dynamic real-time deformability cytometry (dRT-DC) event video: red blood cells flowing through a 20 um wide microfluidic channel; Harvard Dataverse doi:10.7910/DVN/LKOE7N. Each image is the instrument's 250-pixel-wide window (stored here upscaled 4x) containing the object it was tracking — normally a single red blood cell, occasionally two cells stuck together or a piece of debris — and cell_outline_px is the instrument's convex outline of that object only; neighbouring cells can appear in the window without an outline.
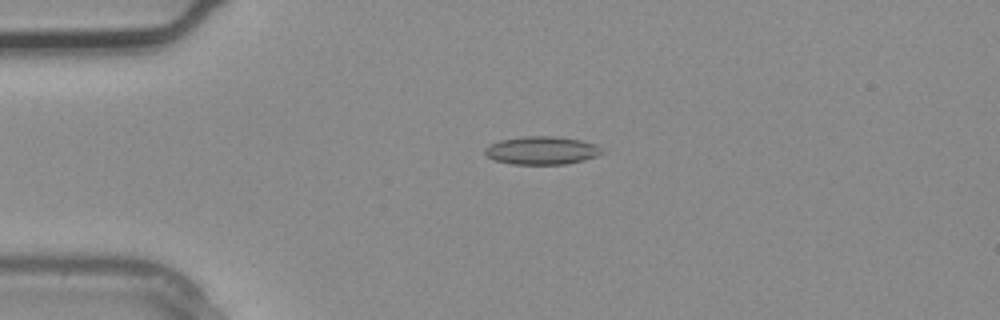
{"species": "common noctule bat (a hibernating species)", "species_latin": "Nyctalus noctula", "temperature_condition": "warm", "stored_images_in_passage": 3, "camera_frame_rate_fps": 3000, "um_per_image_px": 0.085, "animal": {"sex": "male", "body_mass_g": 20.4}, "frame": {"image": 1, "passage_image": 1, "time_ms": 0.0, "image_size_px": [1000, 320], "cell_outline_px": [[604, 152], [596, 156], [584, 160], [564, 164], [512, 164], [496, 160], [488, 156], [484, 152], [484, 148], [500, 140], [524, 136], [556, 136], [580, 140], [596, 144]], "centroid_in_image_um": [46.06, 12.78], "position_along_channel_um": 38.9, "area_um2": 19.02}}
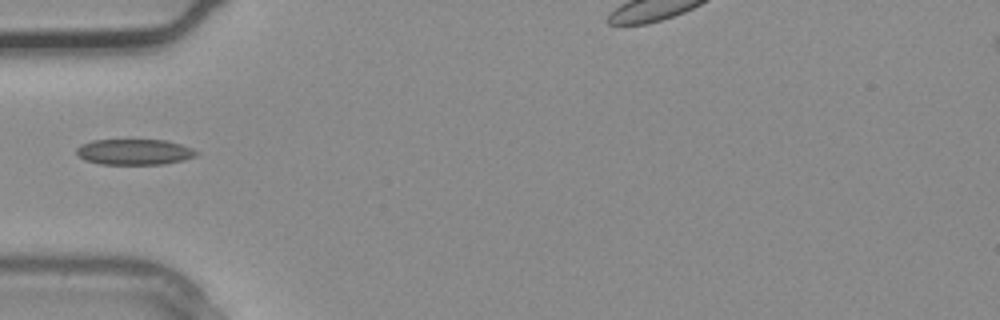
{"frame": {"image": 2, "passage_image": 2, "time_ms": 0.333, "image_size_px": [1000, 320], "cell_outline_px": [[200, 152], [196, 156], [184, 160], [164, 164], [100, 164], [84, 160], [76, 152], [76, 148], [80, 144], [92, 140], [164, 140], [180, 144], [192, 148]], "centroid_in_image_um": [11.42, 12.91], "position_along_channel_um": 73.6, "area_um2": 18.03}}
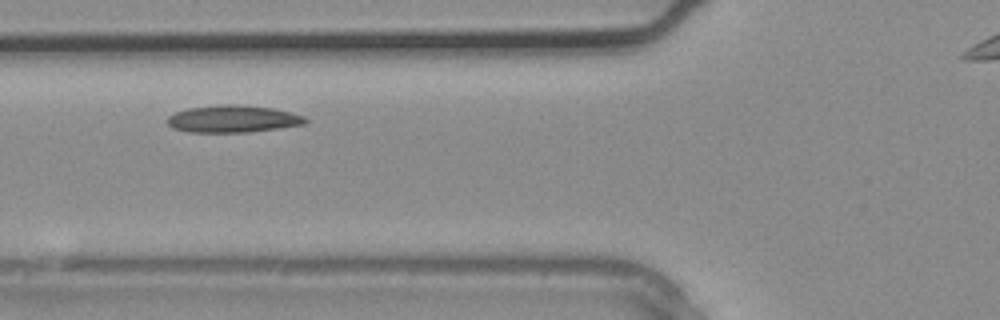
{"frame": {"image": 3, "passage_image": 3, "time_ms": 0.667, "image_size_px": [1000, 320], "cell_outline_px": [[308, 120], [304, 124], [248, 132], [188, 132], [172, 128], [164, 120], [168, 116], [176, 112], [188, 108], [224, 104], [236, 104], [272, 108], [304, 116]], "centroid_in_image_um": [19.73, 10.11], "position_along_channel_um": 106.1, "area_um2": 21.73}}